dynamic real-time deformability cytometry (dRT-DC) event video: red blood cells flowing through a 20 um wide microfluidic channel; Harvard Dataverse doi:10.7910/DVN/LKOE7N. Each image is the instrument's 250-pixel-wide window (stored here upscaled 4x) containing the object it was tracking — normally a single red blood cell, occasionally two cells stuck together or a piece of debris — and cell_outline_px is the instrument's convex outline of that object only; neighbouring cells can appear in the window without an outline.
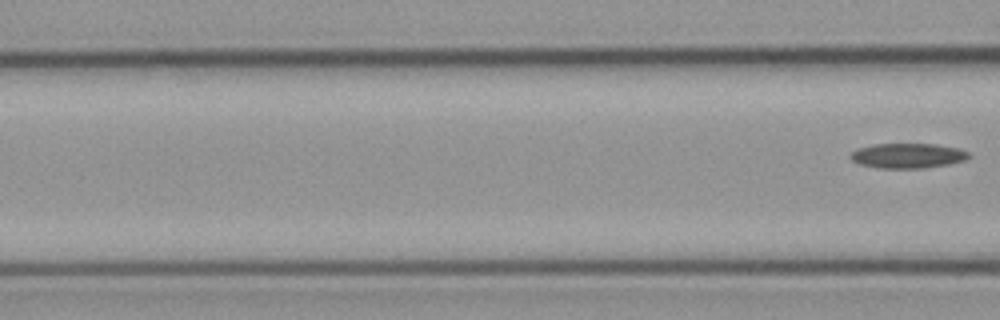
{"species": "common noctule bat (a hibernating species)", "species_latin": "Nyctalus noctula", "temperature_condition": "cold", "stored_images_in_passage": 7, "segment_of_instrument_passage": [2, 2], "camera_frame_rate_fps": 3000, "um_per_image_px": 0.085, "animal": {"sex": "male", "body_mass_g": 23.1, "forearm_length_mm": 52.7}, "frame": {"image": 1, "passage_image": 7, "time_ms": 7.667, "image_size_px": [1000, 320], "cell_outline_px": [[972, 156], [964, 160], [948, 164], [924, 168], [880, 168], [860, 164], [852, 160], [848, 156], [856, 148], [872, 144], [936, 144], [956, 148], [968, 152]], "centroid_in_image_um": [77.12, 13.23], "position_along_channel_um": 89.5, "area_um2": 17.17}}